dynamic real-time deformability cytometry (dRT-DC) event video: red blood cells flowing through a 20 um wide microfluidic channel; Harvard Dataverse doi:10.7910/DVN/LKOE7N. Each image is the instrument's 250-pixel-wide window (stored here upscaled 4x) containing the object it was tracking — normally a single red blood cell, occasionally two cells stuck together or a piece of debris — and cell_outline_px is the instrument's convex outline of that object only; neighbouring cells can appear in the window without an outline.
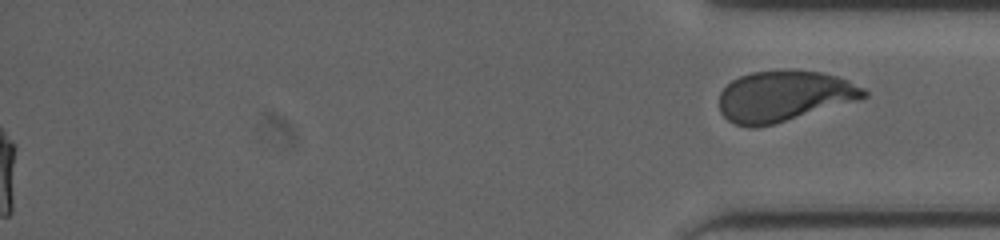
{"species": "human", "species_latin": "Homo sapiens", "temperature_condition": "cold", "stored_images_in_passage": 46, "segment_of_instrument_passage": [2, 2], "camera_frame_rate_fps": 3000, "um_per_image_px": 0.085, "donor": {"sex": "male"}, "frame": {"image": 1, "passage_image": 46, "time_ms": 15.0, "image_size_px": [1000, 240], "cell_outline_px": [[868, 96], [860, 100], [772, 124], [752, 128], [736, 124], [728, 120], [720, 112], [720, 92], [732, 80], [740, 76], [752, 72], [784, 68], [792, 68], [824, 72], [848, 80], [864, 88], [868, 92]], "centroid_in_image_um": [66.67, 8.13], "position_along_channel_um": 368.5, "area_um2": 43.23}}